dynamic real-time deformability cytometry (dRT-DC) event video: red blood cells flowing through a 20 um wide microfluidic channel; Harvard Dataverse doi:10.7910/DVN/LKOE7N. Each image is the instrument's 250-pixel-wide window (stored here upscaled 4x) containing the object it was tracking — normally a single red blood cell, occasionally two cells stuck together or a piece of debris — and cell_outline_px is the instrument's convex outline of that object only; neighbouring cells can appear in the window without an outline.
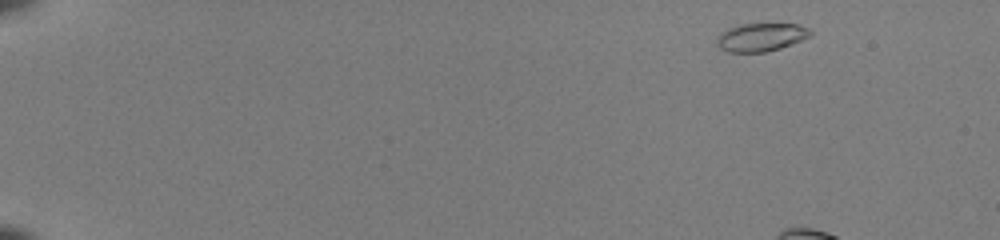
{"species": "common noctule bat (a hibernating species)", "species_latin": "Nyctalus noctula", "temperature_condition": "room temperature", "stored_images_in_passage": 10, "camera_frame_rate_fps": 3000, "um_per_image_px": 0.085, "animal": {"sex": "female", "body_mass_g": 22.0, "forearm_length_mm": 56.7}, "frame": {"image": 1, "passage_image": 1, "time_ms": 0.0, "image_size_px": [1000, 240], "cell_outline_px": [[812, 36], [792, 44], [780, 48], [764, 52], [728, 52], [720, 48], [716, 44], [716, 40], [720, 32], [728, 28], [740, 24], [800, 24], [808, 28], [812, 32]], "centroid_in_image_um": [64.68, 3.16], "position_along_channel_um": 20.3, "area_um2": 15.49}}